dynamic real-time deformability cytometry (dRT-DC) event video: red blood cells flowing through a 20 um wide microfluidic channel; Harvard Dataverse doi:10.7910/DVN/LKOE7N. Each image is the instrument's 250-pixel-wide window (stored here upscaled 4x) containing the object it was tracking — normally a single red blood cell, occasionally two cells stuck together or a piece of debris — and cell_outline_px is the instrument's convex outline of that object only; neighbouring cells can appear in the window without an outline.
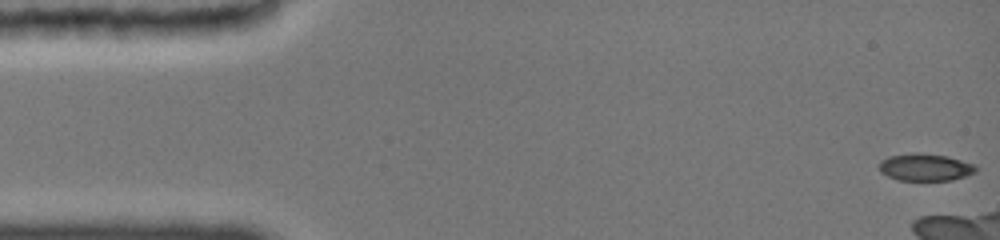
{"species": "common noctule bat (a hibernating species)", "species_latin": "Nyctalus noctula", "temperature_condition": "cold", "stored_images_in_passage": 11, "camera_frame_rate_fps": 3000, "um_per_image_px": 0.085, "animal": {"sex": "female", "body_mass_g": 19.0, "forearm_length_mm": 51.5}, "frame": {"image": 1, "passage_image": 1, "time_ms": 0.0, "image_size_px": [1000, 240], "cell_outline_px": [[976, 172], [968, 176], [952, 180], [896, 180], [880, 172], [880, 164], [888, 156], [948, 156], [976, 164]], "centroid_in_image_um": [78.74, 14.28], "position_along_channel_um": 6.3, "area_um2": 14.57}}